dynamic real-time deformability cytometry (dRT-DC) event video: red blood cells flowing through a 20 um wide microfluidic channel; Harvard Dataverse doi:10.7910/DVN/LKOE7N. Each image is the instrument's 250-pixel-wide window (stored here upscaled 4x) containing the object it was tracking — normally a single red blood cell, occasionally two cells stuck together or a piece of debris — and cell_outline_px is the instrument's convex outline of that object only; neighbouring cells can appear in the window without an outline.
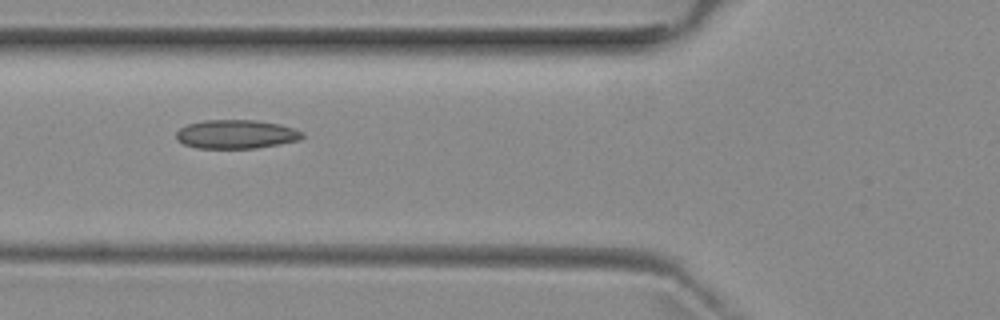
{"species": "common noctule bat (a hibernating species)", "species_latin": "Nyctalus noctula", "temperature_condition": "room temperature", "stored_images_in_passage": 4, "camera_frame_rate_fps": 3000, "um_per_image_px": 0.085, "animal": {"sex": "female", "body_mass_g": 29.2, "forearm_length_mm": 56.3}, "frame": {"image": 1, "passage_image": 3, "time_ms": 2.333, "image_size_px": [1000, 320], "cell_outline_px": [[304, 136], [300, 140], [256, 148], [196, 148], [184, 144], [176, 140], [176, 132], [180, 128], [188, 124], [204, 120], [256, 120], [280, 124], [304, 132]], "centroid_in_image_um": [20.07, 11.41], "position_along_channel_um": 105.7, "area_um2": 21.21}}
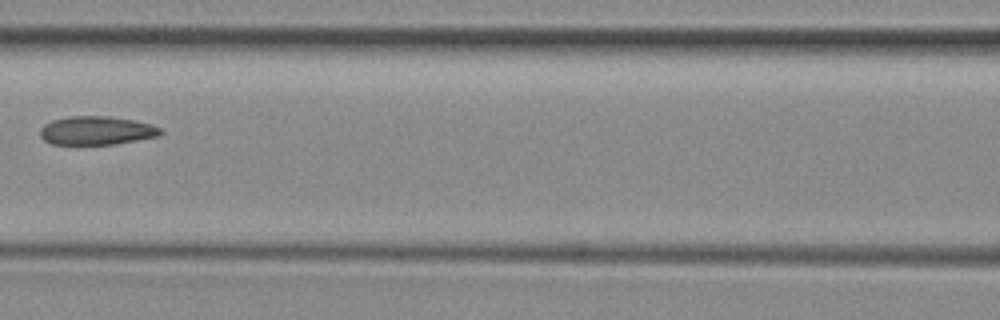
{"frame": {"image": 2, "passage_image": 4, "time_ms": 3.667, "image_size_px": [1000, 320], "cell_outline_px": [[164, 132], [160, 136], [116, 144], [52, 144], [44, 140], [40, 136], [40, 128], [44, 124], [52, 120], [72, 116], [108, 116], [132, 120], [148, 124], [160, 128]], "centroid_in_image_um": [8.2, 11.1], "position_along_channel_um": 158.4, "area_um2": 20.0}}